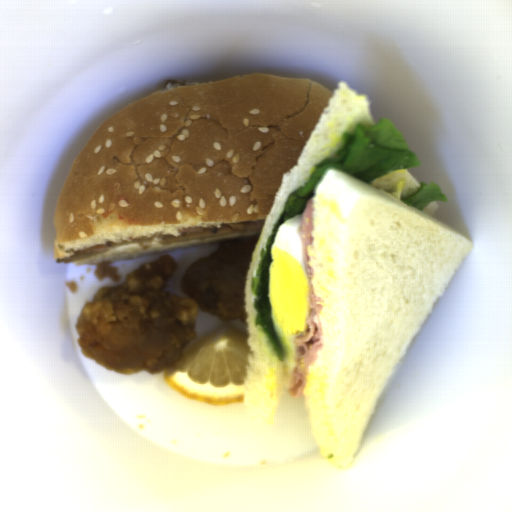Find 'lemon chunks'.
<instances>
[{"mask_svg":"<svg viewBox=\"0 0 512 512\" xmlns=\"http://www.w3.org/2000/svg\"><path fill=\"white\" fill-rule=\"evenodd\" d=\"M248 335L223 322L186 346L180 361L164 369L165 383L210 405L242 403L251 352Z\"/></svg>","mask_w":512,"mask_h":512,"instance_id":"obj_1","label":"lemon chunks"}]
</instances>
